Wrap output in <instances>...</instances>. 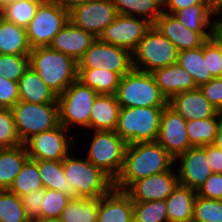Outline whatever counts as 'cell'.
Wrapping results in <instances>:
<instances>
[{
  "label": "cell",
  "mask_w": 222,
  "mask_h": 222,
  "mask_svg": "<svg viewBox=\"0 0 222 222\" xmlns=\"http://www.w3.org/2000/svg\"><path fill=\"white\" fill-rule=\"evenodd\" d=\"M180 162L177 177L181 185L198 190L213 173L208 164L206 145L189 148L179 155L175 162Z\"/></svg>",
  "instance_id": "2e32d148"
},
{
  "label": "cell",
  "mask_w": 222,
  "mask_h": 222,
  "mask_svg": "<svg viewBox=\"0 0 222 222\" xmlns=\"http://www.w3.org/2000/svg\"><path fill=\"white\" fill-rule=\"evenodd\" d=\"M180 23L194 32H212L215 24L214 5H194L173 14Z\"/></svg>",
  "instance_id": "83f0119b"
},
{
  "label": "cell",
  "mask_w": 222,
  "mask_h": 222,
  "mask_svg": "<svg viewBox=\"0 0 222 222\" xmlns=\"http://www.w3.org/2000/svg\"><path fill=\"white\" fill-rule=\"evenodd\" d=\"M173 164L175 159L157 141L127 144L114 187L126 191L135 181L166 172Z\"/></svg>",
  "instance_id": "6da1fadb"
},
{
  "label": "cell",
  "mask_w": 222,
  "mask_h": 222,
  "mask_svg": "<svg viewBox=\"0 0 222 222\" xmlns=\"http://www.w3.org/2000/svg\"><path fill=\"white\" fill-rule=\"evenodd\" d=\"M208 164L213 173H222V151L215 145H206Z\"/></svg>",
  "instance_id": "681fc988"
},
{
  "label": "cell",
  "mask_w": 222,
  "mask_h": 222,
  "mask_svg": "<svg viewBox=\"0 0 222 222\" xmlns=\"http://www.w3.org/2000/svg\"><path fill=\"white\" fill-rule=\"evenodd\" d=\"M28 159L24 144L0 148V190L9 189Z\"/></svg>",
  "instance_id": "4316f807"
},
{
  "label": "cell",
  "mask_w": 222,
  "mask_h": 222,
  "mask_svg": "<svg viewBox=\"0 0 222 222\" xmlns=\"http://www.w3.org/2000/svg\"><path fill=\"white\" fill-rule=\"evenodd\" d=\"M177 173L170 170L135 181L126 192L133 202L166 200L178 184Z\"/></svg>",
  "instance_id": "e0dca14e"
},
{
  "label": "cell",
  "mask_w": 222,
  "mask_h": 222,
  "mask_svg": "<svg viewBox=\"0 0 222 222\" xmlns=\"http://www.w3.org/2000/svg\"><path fill=\"white\" fill-rule=\"evenodd\" d=\"M153 25L176 46L178 51L201 47L212 34L194 32L180 23L174 15L166 12H163Z\"/></svg>",
  "instance_id": "ac0fdd59"
},
{
  "label": "cell",
  "mask_w": 222,
  "mask_h": 222,
  "mask_svg": "<svg viewBox=\"0 0 222 222\" xmlns=\"http://www.w3.org/2000/svg\"><path fill=\"white\" fill-rule=\"evenodd\" d=\"M44 196L45 188H41L20 197L30 222L40 220V208L42 206V197Z\"/></svg>",
  "instance_id": "ee69618b"
},
{
  "label": "cell",
  "mask_w": 222,
  "mask_h": 222,
  "mask_svg": "<svg viewBox=\"0 0 222 222\" xmlns=\"http://www.w3.org/2000/svg\"><path fill=\"white\" fill-rule=\"evenodd\" d=\"M152 25L144 18L118 14L115 20L105 28L99 39L133 54Z\"/></svg>",
  "instance_id": "5bb4252c"
},
{
  "label": "cell",
  "mask_w": 222,
  "mask_h": 222,
  "mask_svg": "<svg viewBox=\"0 0 222 222\" xmlns=\"http://www.w3.org/2000/svg\"><path fill=\"white\" fill-rule=\"evenodd\" d=\"M19 100L29 103H57V95L29 66L18 81Z\"/></svg>",
  "instance_id": "d4e9b609"
},
{
  "label": "cell",
  "mask_w": 222,
  "mask_h": 222,
  "mask_svg": "<svg viewBox=\"0 0 222 222\" xmlns=\"http://www.w3.org/2000/svg\"><path fill=\"white\" fill-rule=\"evenodd\" d=\"M196 196V190L178 183L165 200L168 222H191Z\"/></svg>",
  "instance_id": "cb8c5ba5"
},
{
  "label": "cell",
  "mask_w": 222,
  "mask_h": 222,
  "mask_svg": "<svg viewBox=\"0 0 222 222\" xmlns=\"http://www.w3.org/2000/svg\"><path fill=\"white\" fill-rule=\"evenodd\" d=\"M31 50L26 28L0 16V54L29 55Z\"/></svg>",
  "instance_id": "484cf974"
},
{
  "label": "cell",
  "mask_w": 222,
  "mask_h": 222,
  "mask_svg": "<svg viewBox=\"0 0 222 222\" xmlns=\"http://www.w3.org/2000/svg\"><path fill=\"white\" fill-rule=\"evenodd\" d=\"M45 189H54L67 195L68 182L63 170L62 161L34 160Z\"/></svg>",
  "instance_id": "d590c367"
},
{
  "label": "cell",
  "mask_w": 222,
  "mask_h": 222,
  "mask_svg": "<svg viewBox=\"0 0 222 222\" xmlns=\"http://www.w3.org/2000/svg\"><path fill=\"white\" fill-rule=\"evenodd\" d=\"M221 116L188 120L186 130L193 147L213 144Z\"/></svg>",
  "instance_id": "d6a6232c"
},
{
  "label": "cell",
  "mask_w": 222,
  "mask_h": 222,
  "mask_svg": "<svg viewBox=\"0 0 222 222\" xmlns=\"http://www.w3.org/2000/svg\"><path fill=\"white\" fill-rule=\"evenodd\" d=\"M115 96L122 108L165 107L168 104L153 75L136 69L121 77Z\"/></svg>",
  "instance_id": "277c9868"
},
{
  "label": "cell",
  "mask_w": 222,
  "mask_h": 222,
  "mask_svg": "<svg viewBox=\"0 0 222 222\" xmlns=\"http://www.w3.org/2000/svg\"><path fill=\"white\" fill-rule=\"evenodd\" d=\"M34 222H65V221L62 220L61 218H56V219H47V220H37Z\"/></svg>",
  "instance_id": "9f6ffc18"
},
{
  "label": "cell",
  "mask_w": 222,
  "mask_h": 222,
  "mask_svg": "<svg viewBox=\"0 0 222 222\" xmlns=\"http://www.w3.org/2000/svg\"><path fill=\"white\" fill-rule=\"evenodd\" d=\"M99 198L71 199L62 211L65 222H97Z\"/></svg>",
  "instance_id": "1f68e13d"
},
{
  "label": "cell",
  "mask_w": 222,
  "mask_h": 222,
  "mask_svg": "<svg viewBox=\"0 0 222 222\" xmlns=\"http://www.w3.org/2000/svg\"><path fill=\"white\" fill-rule=\"evenodd\" d=\"M133 222H168L166 201L133 202Z\"/></svg>",
  "instance_id": "74e56055"
},
{
  "label": "cell",
  "mask_w": 222,
  "mask_h": 222,
  "mask_svg": "<svg viewBox=\"0 0 222 222\" xmlns=\"http://www.w3.org/2000/svg\"><path fill=\"white\" fill-rule=\"evenodd\" d=\"M186 120L168 104L161 115L156 141L174 158L193 147L189 142Z\"/></svg>",
  "instance_id": "9a60e30c"
},
{
  "label": "cell",
  "mask_w": 222,
  "mask_h": 222,
  "mask_svg": "<svg viewBox=\"0 0 222 222\" xmlns=\"http://www.w3.org/2000/svg\"><path fill=\"white\" fill-rule=\"evenodd\" d=\"M29 67V55L0 54V76L18 82Z\"/></svg>",
  "instance_id": "60d3db41"
},
{
  "label": "cell",
  "mask_w": 222,
  "mask_h": 222,
  "mask_svg": "<svg viewBox=\"0 0 222 222\" xmlns=\"http://www.w3.org/2000/svg\"><path fill=\"white\" fill-rule=\"evenodd\" d=\"M118 14L144 18L154 24L164 12L162 0H112Z\"/></svg>",
  "instance_id": "4dcf8cb0"
},
{
  "label": "cell",
  "mask_w": 222,
  "mask_h": 222,
  "mask_svg": "<svg viewBox=\"0 0 222 222\" xmlns=\"http://www.w3.org/2000/svg\"><path fill=\"white\" fill-rule=\"evenodd\" d=\"M0 222H30L21 198L8 189L0 190Z\"/></svg>",
  "instance_id": "8d00e7d4"
},
{
  "label": "cell",
  "mask_w": 222,
  "mask_h": 222,
  "mask_svg": "<svg viewBox=\"0 0 222 222\" xmlns=\"http://www.w3.org/2000/svg\"><path fill=\"white\" fill-rule=\"evenodd\" d=\"M164 107H120L115 132L127 143L156 141Z\"/></svg>",
  "instance_id": "5b68a950"
},
{
  "label": "cell",
  "mask_w": 222,
  "mask_h": 222,
  "mask_svg": "<svg viewBox=\"0 0 222 222\" xmlns=\"http://www.w3.org/2000/svg\"><path fill=\"white\" fill-rule=\"evenodd\" d=\"M18 101V82L0 76V108L11 109Z\"/></svg>",
  "instance_id": "f6af8a7d"
},
{
  "label": "cell",
  "mask_w": 222,
  "mask_h": 222,
  "mask_svg": "<svg viewBox=\"0 0 222 222\" xmlns=\"http://www.w3.org/2000/svg\"><path fill=\"white\" fill-rule=\"evenodd\" d=\"M214 11H215V23L222 24V0H214ZM217 16V18H216ZM219 16V18H218ZM221 17V18H220Z\"/></svg>",
  "instance_id": "db71d44e"
},
{
  "label": "cell",
  "mask_w": 222,
  "mask_h": 222,
  "mask_svg": "<svg viewBox=\"0 0 222 222\" xmlns=\"http://www.w3.org/2000/svg\"><path fill=\"white\" fill-rule=\"evenodd\" d=\"M177 63L191 74L197 87L214 78L208 70L207 57H203V45L178 51Z\"/></svg>",
  "instance_id": "f1b7e54d"
},
{
  "label": "cell",
  "mask_w": 222,
  "mask_h": 222,
  "mask_svg": "<svg viewBox=\"0 0 222 222\" xmlns=\"http://www.w3.org/2000/svg\"><path fill=\"white\" fill-rule=\"evenodd\" d=\"M119 110L120 105L115 95L98 94L91 109L89 130L115 131Z\"/></svg>",
  "instance_id": "603a6c76"
},
{
  "label": "cell",
  "mask_w": 222,
  "mask_h": 222,
  "mask_svg": "<svg viewBox=\"0 0 222 222\" xmlns=\"http://www.w3.org/2000/svg\"><path fill=\"white\" fill-rule=\"evenodd\" d=\"M117 15L112 0H88L68 11V19L72 25L92 33L96 38H99Z\"/></svg>",
  "instance_id": "4fadbf2b"
},
{
  "label": "cell",
  "mask_w": 222,
  "mask_h": 222,
  "mask_svg": "<svg viewBox=\"0 0 222 222\" xmlns=\"http://www.w3.org/2000/svg\"><path fill=\"white\" fill-rule=\"evenodd\" d=\"M211 38L217 43V45L222 51V24L220 23L214 24Z\"/></svg>",
  "instance_id": "816d5d0a"
},
{
  "label": "cell",
  "mask_w": 222,
  "mask_h": 222,
  "mask_svg": "<svg viewBox=\"0 0 222 222\" xmlns=\"http://www.w3.org/2000/svg\"><path fill=\"white\" fill-rule=\"evenodd\" d=\"M97 222H133V201L125 190L113 187L99 198Z\"/></svg>",
  "instance_id": "44dd1931"
},
{
  "label": "cell",
  "mask_w": 222,
  "mask_h": 222,
  "mask_svg": "<svg viewBox=\"0 0 222 222\" xmlns=\"http://www.w3.org/2000/svg\"><path fill=\"white\" fill-rule=\"evenodd\" d=\"M168 105L179 113L186 121L222 116L202 94L199 88L180 92L174 95Z\"/></svg>",
  "instance_id": "d6986e66"
},
{
  "label": "cell",
  "mask_w": 222,
  "mask_h": 222,
  "mask_svg": "<svg viewBox=\"0 0 222 222\" xmlns=\"http://www.w3.org/2000/svg\"><path fill=\"white\" fill-rule=\"evenodd\" d=\"M21 144L11 109L0 108V148H12Z\"/></svg>",
  "instance_id": "b9f144b4"
},
{
  "label": "cell",
  "mask_w": 222,
  "mask_h": 222,
  "mask_svg": "<svg viewBox=\"0 0 222 222\" xmlns=\"http://www.w3.org/2000/svg\"><path fill=\"white\" fill-rule=\"evenodd\" d=\"M213 145H215L217 148H219L222 151V116L220 117Z\"/></svg>",
  "instance_id": "f5cc1de1"
},
{
  "label": "cell",
  "mask_w": 222,
  "mask_h": 222,
  "mask_svg": "<svg viewBox=\"0 0 222 222\" xmlns=\"http://www.w3.org/2000/svg\"><path fill=\"white\" fill-rule=\"evenodd\" d=\"M77 63L78 69L103 68L122 77L133 69V56L128 50L96 38Z\"/></svg>",
  "instance_id": "8fae6325"
},
{
  "label": "cell",
  "mask_w": 222,
  "mask_h": 222,
  "mask_svg": "<svg viewBox=\"0 0 222 222\" xmlns=\"http://www.w3.org/2000/svg\"><path fill=\"white\" fill-rule=\"evenodd\" d=\"M44 0H13L0 16L6 21L26 28L34 18L39 5Z\"/></svg>",
  "instance_id": "e575fe53"
},
{
  "label": "cell",
  "mask_w": 222,
  "mask_h": 222,
  "mask_svg": "<svg viewBox=\"0 0 222 222\" xmlns=\"http://www.w3.org/2000/svg\"><path fill=\"white\" fill-rule=\"evenodd\" d=\"M151 74L167 101L180 92L198 88L191 74L178 63L156 69Z\"/></svg>",
  "instance_id": "7402d4cb"
},
{
  "label": "cell",
  "mask_w": 222,
  "mask_h": 222,
  "mask_svg": "<svg viewBox=\"0 0 222 222\" xmlns=\"http://www.w3.org/2000/svg\"><path fill=\"white\" fill-rule=\"evenodd\" d=\"M198 88L203 96L217 108L219 112H222V77L213 78Z\"/></svg>",
  "instance_id": "bcb514c9"
},
{
  "label": "cell",
  "mask_w": 222,
  "mask_h": 222,
  "mask_svg": "<svg viewBox=\"0 0 222 222\" xmlns=\"http://www.w3.org/2000/svg\"><path fill=\"white\" fill-rule=\"evenodd\" d=\"M29 66L57 96L78 79V63L49 46L33 48Z\"/></svg>",
  "instance_id": "7a4b0ae2"
},
{
  "label": "cell",
  "mask_w": 222,
  "mask_h": 222,
  "mask_svg": "<svg viewBox=\"0 0 222 222\" xmlns=\"http://www.w3.org/2000/svg\"><path fill=\"white\" fill-rule=\"evenodd\" d=\"M44 1L54 3L55 5L64 8L66 11H70L75 6L81 5L88 0H44Z\"/></svg>",
  "instance_id": "f907efd6"
},
{
  "label": "cell",
  "mask_w": 222,
  "mask_h": 222,
  "mask_svg": "<svg viewBox=\"0 0 222 222\" xmlns=\"http://www.w3.org/2000/svg\"><path fill=\"white\" fill-rule=\"evenodd\" d=\"M59 124L55 128L33 135L23 144L29 159L62 161L74 148L75 137Z\"/></svg>",
  "instance_id": "7c38bea8"
},
{
  "label": "cell",
  "mask_w": 222,
  "mask_h": 222,
  "mask_svg": "<svg viewBox=\"0 0 222 222\" xmlns=\"http://www.w3.org/2000/svg\"><path fill=\"white\" fill-rule=\"evenodd\" d=\"M203 57H207L208 70L212 76L222 77V51L212 38L203 44Z\"/></svg>",
  "instance_id": "7bdbcfd3"
},
{
  "label": "cell",
  "mask_w": 222,
  "mask_h": 222,
  "mask_svg": "<svg viewBox=\"0 0 222 222\" xmlns=\"http://www.w3.org/2000/svg\"><path fill=\"white\" fill-rule=\"evenodd\" d=\"M196 222H222V200L196 196L194 217Z\"/></svg>",
  "instance_id": "ab89813d"
},
{
  "label": "cell",
  "mask_w": 222,
  "mask_h": 222,
  "mask_svg": "<svg viewBox=\"0 0 222 222\" xmlns=\"http://www.w3.org/2000/svg\"><path fill=\"white\" fill-rule=\"evenodd\" d=\"M121 76L118 73L98 69H78V80L98 94L115 95Z\"/></svg>",
  "instance_id": "f546056e"
},
{
  "label": "cell",
  "mask_w": 222,
  "mask_h": 222,
  "mask_svg": "<svg viewBox=\"0 0 222 222\" xmlns=\"http://www.w3.org/2000/svg\"><path fill=\"white\" fill-rule=\"evenodd\" d=\"M13 0H0V12L4 10Z\"/></svg>",
  "instance_id": "11a10c76"
},
{
  "label": "cell",
  "mask_w": 222,
  "mask_h": 222,
  "mask_svg": "<svg viewBox=\"0 0 222 222\" xmlns=\"http://www.w3.org/2000/svg\"><path fill=\"white\" fill-rule=\"evenodd\" d=\"M196 194L209 199L222 200V173H212Z\"/></svg>",
  "instance_id": "7dc6e473"
},
{
  "label": "cell",
  "mask_w": 222,
  "mask_h": 222,
  "mask_svg": "<svg viewBox=\"0 0 222 222\" xmlns=\"http://www.w3.org/2000/svg\"><path fill=\"white\" fill-rule=\"evenodd\" d=\"M97 95L96 91L78 79L74 81L57 96L59 124L67 130L73 124L89 129L90 113Z\"/></svg>",
  "instance_id": "ba28073f"
},
{
  "label": "cell",
  "mask_w": 222,
  "mask_h": 222,
  "mask_svg": "<svg viewBox=\"0 0 222 222\" xmlns=\"http://www.w3.org/2000/svg\"><path fill=\"white\" fill-rule=\"evenodd\" d=\"M11 111L22 144L33 135L59 125L58 103L36 104L19 100Z\"/></svg>",
  "instance_id": "52a82bcc"
},
{
  "label": "cell",
  "mask_w": 222,
  "mask_h": 222,
  "mask_svg": "<svg viewBox=\"0 0 222 222\" xmlns=\"http://www.w3.org/2000/svg\"><path fill=\"white\" fill-rule=\"evenodd\" d=\"M194 5H214V0H164L163 11L173 15L178 10Z\"/></svg>",
  "instance_id": "c3c4849f"
},
{
  "label": "cell",
  "mask_w": 222,
  "mask_h": 222,
  "mask_svg": "<svg viewBox=\"0 0 222 222\" xmlns=\"http://www.w3.org/2000/svg\"><path fill=\"white\" fill-rule=\"evenodd\" d=\"M133 56V69L152 73L154 70L177 63L176 46L152 25L139 42Z\"/></svg>",
  "instance_id": "8992f818"
},
{
  "label": "cell",
  "mask_w": 222,
  "mask_h": 222,
  "mask_svg": "<svg viewBox=\"0 0 222 222\" xmlns=\"http://www.w3.org/2000/svg\"><path fill=\"white\" fill-rule=\"evenodd\" d=\"M95 40L96 37L92 33L75 27L68 21L53 38L49 47L78 62Z\"/></svg>",
  "instance_id": "ffe728a7"
},
{
  "label": "cell",
  "mask_w": 222,
  "mask_h": 222,
  "mask_svg": "<svg viewBox=\"0 0 222 222\" xmlns=\"http://www.w3.org/2000/svg\"><path fill=\"white\" fill-rule=\"evenodd\" d=\"M70 154L62 160L69 197L101 198L114 187V181L101 169L86 158L81 159Z\"/></svg>",
  "instance_id": "3957f363"
},
{
  "label": "cell",
  "mask_w": 222,
  "mask_h": 222,
  "mask_svg": "<svg viewBox=\"0 0 222 222\" xmlns=\"http://www.w3.org/2000/svg\"><path fill=\"white\" fill-rule=\"evenodd\" d=\"M86 159L113 181L119 176L127 143L115 131H93Z\"/></svg>",
  "instance_id": "9c48e42d"
},
{
  "label": "cell",
  "mask_w": 222,
  "mask_h": 222,
  "mask_svg": "<svg viewBox=\"0 0 222 222\" xmlns=\"http://www.w3.org/2000/svg\"><path fill=\"white\" fill-rule=\"evenodd\" d=\"M41 188L44 187L39 174L38 164L32 159H28L8 190L21 197Z\"/></svg>",
  "instance_id": "836d02e7"
},
{
  "label": "cell",
  "mask_w": 222,
  "mask_h": 222,
  "mask_svg": "<svg viewBox=\"0 0 222 222\" xmlns=\"http://www.w3.org/2000/svg\"><path fill=\"white\" fill-rule=\"evenodd\" d=\"M68 21V11L54 3L43 1L26 27L30 47L49 46Z\"/></svg>",
  "instance_id": "30bf717a"
},
{
  "label": "cell",
  "mask_w": 222,
  "mask_h": 222,
  "mask_svg": "<svg viewBox=\"0 0 222 222\" xmlns=\"http://www.w3.org/2000/svg\"><path fill=\"white\" fill-rule=\"evenodd\" d=\"M72 198L61 191L45 189L40 208V220L60 218L62 211Z\"/></svg>",
  "instance_id": "f35d334b"
}]
</instances>
